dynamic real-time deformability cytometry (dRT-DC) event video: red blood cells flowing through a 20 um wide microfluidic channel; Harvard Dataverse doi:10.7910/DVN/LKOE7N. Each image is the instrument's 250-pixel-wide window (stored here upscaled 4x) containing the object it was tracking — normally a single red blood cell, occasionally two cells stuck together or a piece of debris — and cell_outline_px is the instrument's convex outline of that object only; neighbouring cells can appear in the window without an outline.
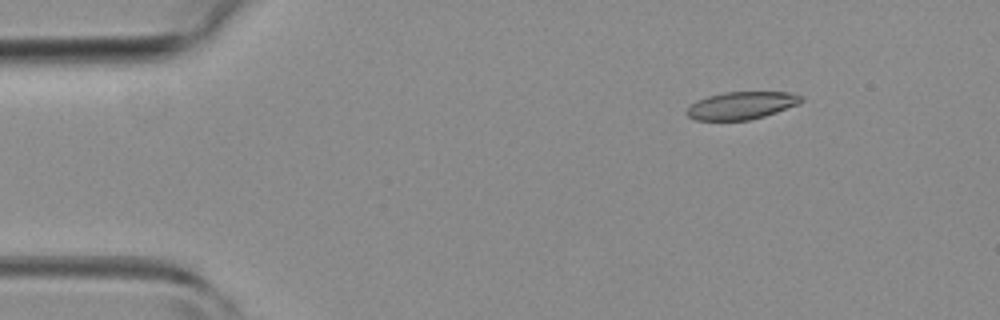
{"species": "common noctule bat (a hibernating species)", "species_latin": "Nyctalus noctula", "temperature_condition": "room temperature", "stored_images_in_passage": 4, "camera_frame_rate_fps": 3000, "um_per_image_px": 0.085, "animal": {"sex": "female", "body_mass_g": 19.3, "forearm_length_mm": 54.1}, "frame": {"image": 1, "passage_image": 2, "time_ms": 1.0, "image_size_px": [1000, 320], "cell_outline_px": [[804, 100], [800, 104], [764, 116], [748, 120], [696, 120], [688, 116], [684, 112], [696, 100], [708, 96], [724, 92], [792, 92], [804, 96]], "centroid_in_image_um": [63.06, 8.96], "position_along_channel_um": 21.9, "area_um2": 18.5}}
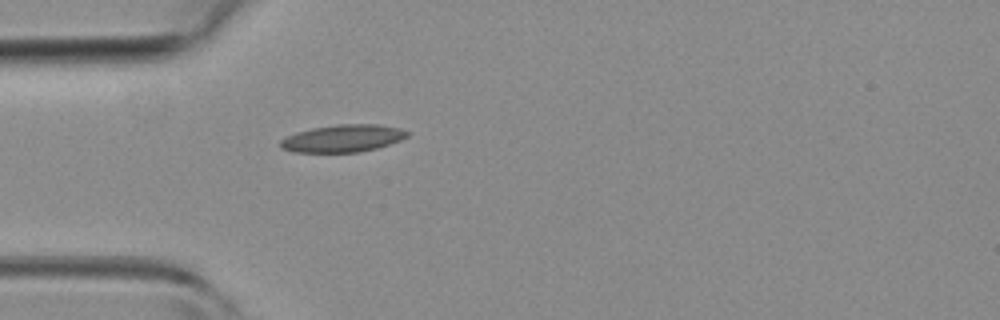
{"frame": {"image": 2, "passage_image": 4, "time_ms": 3.333, "image_size_px": [1000, 320], "cell_outline_px": [[408, 136], [400, 140], [376, 148], [360, 152], [292, 152], [280, 148], [280, 140], [296, 132], [312, 128], [336, 124], [376, 124], [400, 128], [408, 132]], "centroid_in_image_um": [29.11, 11.76], "position_along_channel_um": 55.9, "area_um2": 20.17}}